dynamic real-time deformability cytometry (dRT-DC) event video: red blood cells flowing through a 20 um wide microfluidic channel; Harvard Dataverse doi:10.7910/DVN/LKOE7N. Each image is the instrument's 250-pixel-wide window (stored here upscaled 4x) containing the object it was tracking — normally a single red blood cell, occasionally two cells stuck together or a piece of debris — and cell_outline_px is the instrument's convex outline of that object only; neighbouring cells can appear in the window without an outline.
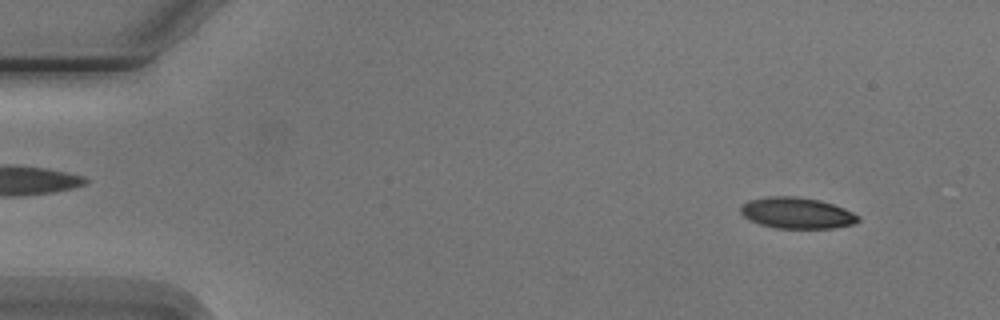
{"species": "Egyptian fruit bat (a non-hibernating species)", "species_latin": "Rousettus aegyptiacus", "temperature_condition": "cold", "stored_images_in_passage": 4, "camera_frame_rate_fps": 3000, "um_per_image_px": 0.085, "animal": {"sex": "male"}, "frame": {"image": 1, "passage_image": 1, "time_ms": 0.0, "image_size_px": [1000, 320], "cell_outline_px": [[860, 220], [852, 224], [832, 228], [776, 228], [760, 224], [744, 216], [740, 212], [740, 208], [748, 200], [768, 196], [792, 196], [820, 200], [844, 208], [860, 216]], "centroid_in_image_um": [67.74, 18.1], "position_along_channel_um": 17.3, "area_um2": 21.15}}
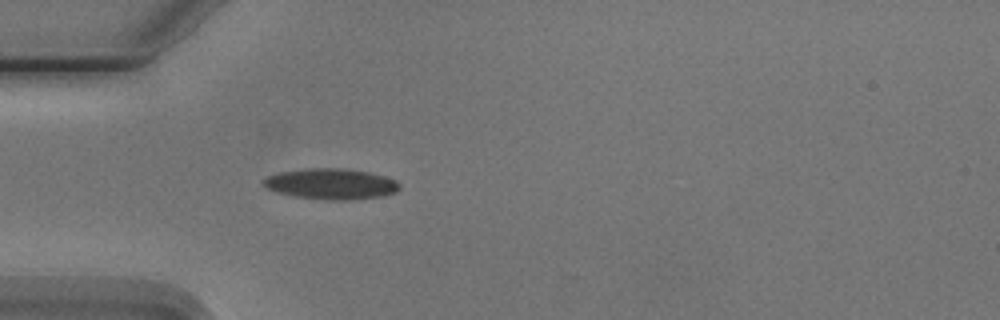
{"frame": {"image": 2, "passage_image": 4, "time_ms": 3.667, "image_size_px": [1000, 320], "cell_outline_px": [[400, 188], [396, 192], [384, 196], [348, 200], [328, 200], [296, 196], [280, 192], [268, 188], [260, 184], [260, 180], [268, 176], [280, 172], [308, 168], [340, 168], [368, 172], [384, 176], [396, 180], [400, 184]], "centroid_in_image_um": [28.16, 15.63], "position_along_channel_um": 56.8, "area_um2": 24.33}}